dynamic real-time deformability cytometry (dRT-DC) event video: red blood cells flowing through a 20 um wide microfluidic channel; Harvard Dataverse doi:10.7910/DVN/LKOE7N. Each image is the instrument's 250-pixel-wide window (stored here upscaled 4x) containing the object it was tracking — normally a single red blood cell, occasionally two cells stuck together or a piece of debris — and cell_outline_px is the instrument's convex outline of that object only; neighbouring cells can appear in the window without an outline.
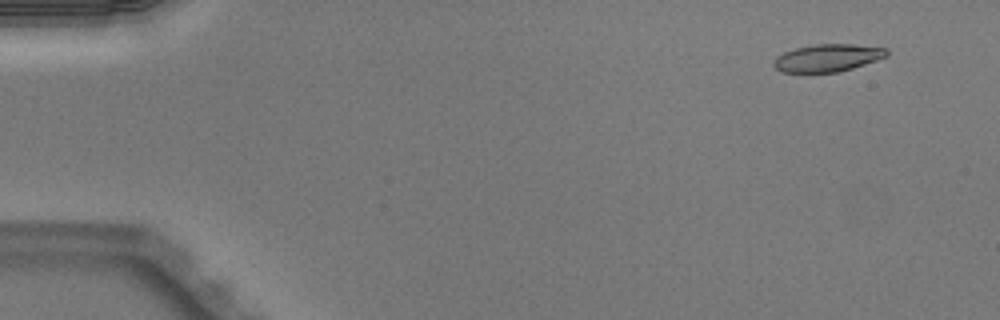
{"species": "Egyptian fruit bat (a non-hibernating species)", "species_latin": "Rousettus aegyptiacus", "temperature_condition": "warm", "stored_images_in_passage": 48, "camera_frame_rate_fps": 3000, "um_per_image_px": 0.085, "animal": {"sex": "male"}, "frame": {"image": 1, "passage_image": 1, "time_ms": 0.0, "image_size_px": [1000, 320], "cell_outline_px": [[888, 56], [840, 72], [780, 72], [772, 64], [772, 60], [776, 56], [784, 52], [796, 48], [812, 44], [852, 44], [888, 48]], "centroid_in_image_um": [70.33, 4.91], "position_along_channel_um": 14.7, "area_um2": 18.21}}
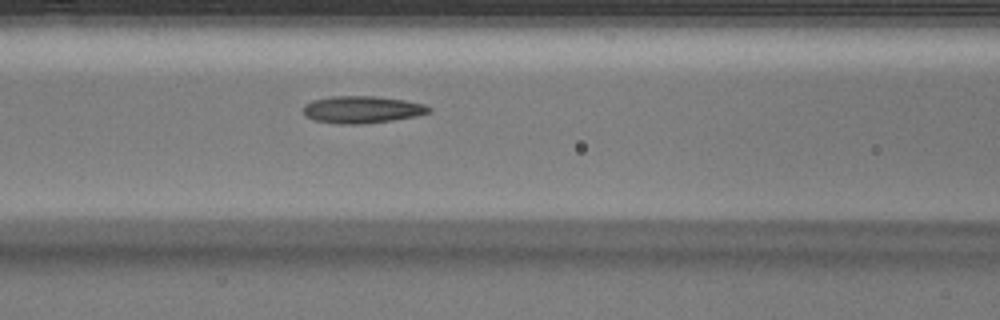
{"frame": {"image": 2, "passage_image": 19, "time_ms": 6.0, "image_size_px": [1000, 320], "cell_outline_px": [[432, 112], [416, 116], [392, 120], [364, 124], [340, 124], [312, 120], [304, 116], [304, 104], [312, 100], [332, 96], [376, 96], [404, 100], [424, 104], [432, 108]], "centroid_in_image_um": [30.76, 9.31], "position_along_channel_um": 135.8, "area_um2": 20.06}}
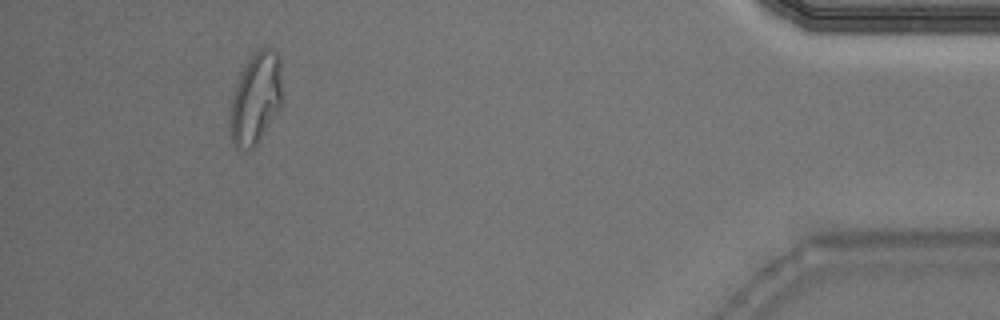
{"frame": {"image": 3, "passage_image": 44, "time_ms": 14.333, "image_size_px": [1000, 320], "cell_outline_px": [[280, 108], [260, 140], [252, 152], [244, 152], [236, 148], [232, 140], [228, 128], [228, 124], [232, 96], [236, 84], [248, 60], [260, 48], [268, 48], [276, 52], [280, 60]], "centroid_in_image_um": [21.69, 8.48], "position_along_channel_um": 413.5, "area_um2": 27.86}, "authors_computed_cell_mechanics": {"area_um2": 19.7676, "velocity_mm_per_s": 4.0296, "shape_relaxation_time_tau1_ms": 5.7264, "shape_relaxation_time_tau2_ms": 2.4762, "deformation_change_tau1": 0.1909, "deformation_change_tau2": 0.0802}}